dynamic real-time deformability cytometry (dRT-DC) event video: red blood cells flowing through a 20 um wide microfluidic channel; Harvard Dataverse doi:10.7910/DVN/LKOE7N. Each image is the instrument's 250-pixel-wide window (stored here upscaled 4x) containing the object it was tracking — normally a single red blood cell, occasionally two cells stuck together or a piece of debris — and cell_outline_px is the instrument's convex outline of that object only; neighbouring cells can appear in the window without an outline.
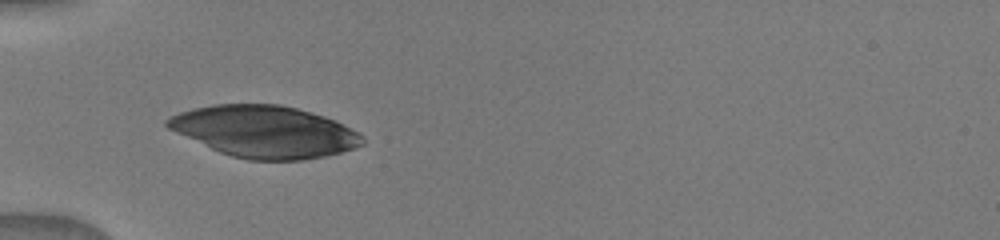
{"species": "human", "species_latin": "Homo sapiens", "temperature_condition": "warm", "stored_images_in_passage": 7, "camera_frame_rate_fps": 3000, "um_per_image_px": 0.085, "donor": {"sex": "male"}, "frame": {"image": 1, "passage_image": 6, "time_ms": 5.0, "image_size_px": [1000, 240], "cell_outline_px": [[364, 144], [356, 148], [324, 156], [300, 160], [248, 160], [232, 156], [220, 152], [176, 132], [168, 128], [164, 124], [164, 120], [180, 112], [192, 108], [212, 104], [280, 104], [312, 112], [336, 120], [360, 132], [364, 136]], "centroid_in_image_um": [22.52, 11.18], "position_along_channel_um": 62.5, "area_um2": 58.84}}